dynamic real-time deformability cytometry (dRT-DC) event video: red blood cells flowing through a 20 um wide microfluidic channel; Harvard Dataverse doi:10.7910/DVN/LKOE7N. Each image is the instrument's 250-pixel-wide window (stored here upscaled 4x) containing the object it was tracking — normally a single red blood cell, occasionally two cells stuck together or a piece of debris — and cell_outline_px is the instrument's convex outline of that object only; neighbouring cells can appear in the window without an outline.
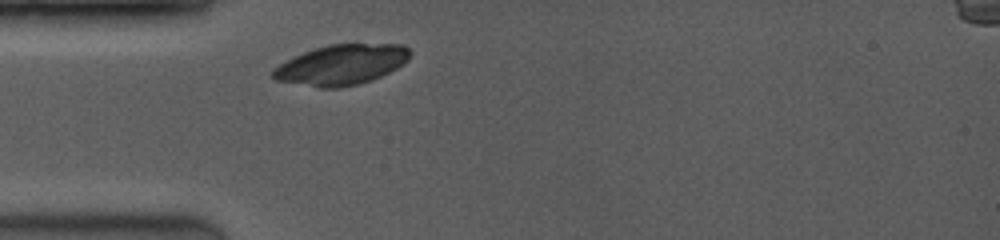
{"species": "common noctule bat (a hibernating species)", "species_latin": "Nyctalus noctula", "temperature_condition": "room temperature", "stored_images_in_passage": 1, "camera_frame_rate_fps": 3500, "um_per_image_px": 0.085, "animal": {"sex": "female", "body_mass_g": 19.0, "forearm_length_mm": 53.3}, "frame": {"image": 1, "passage_image": 1, "time_ms": 0.0, "image_size_px": [1000, 240], "cell_outline_px": [[412, 52], [408, 60], [396, 68], [372, 80], [340, 88], [320, 88], [276, 80], [272, 76], [272, 68], [304, 52], [328, 44], [404, 44]], "centroid_in_image_um": [29.04, 5.5], "position_along_channel_um": 56.0, "area_um2": 31.96}}